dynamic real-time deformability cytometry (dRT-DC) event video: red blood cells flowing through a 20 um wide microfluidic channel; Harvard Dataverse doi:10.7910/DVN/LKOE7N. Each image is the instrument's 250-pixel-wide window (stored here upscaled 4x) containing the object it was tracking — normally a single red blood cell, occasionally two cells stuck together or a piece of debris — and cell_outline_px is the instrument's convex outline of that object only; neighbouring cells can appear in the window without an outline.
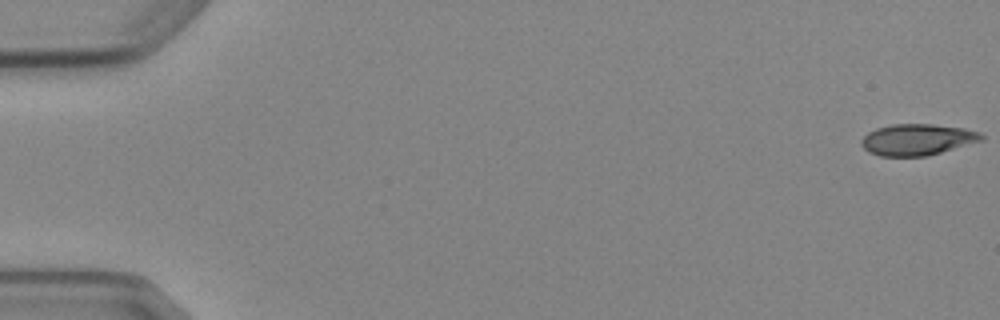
{"species": "Egyptian fruit bat (a non-hibernating species)", "species_latin": "Rousettus aegyptiacus", "temperature_condition": "cold", "stored_images_in_passage": 6, "segment_of_instrument_passage": [1, 2], "camera_frame_rate_fps": 3000, "um_per_image_px": 0.085, "animal": {"sex": "female"}, "frame": {"image": 1, "passage_image": 1, "time_ms": 0.0, "image_size_px": [1000, 320], "cell_outline_px": [[984, 140], [940, 152], [924, 156], [880, 156], [868, 152], [860, 144], [860, 140], [868, 132], [876, 128], [892, 124], [932, 124], [964, 128], [980, 132], [984, 136]], "centroid_in_image_um": [77.95, 11.86], "position_along_channel_um": 7.0, "area_um2": 21.91}}
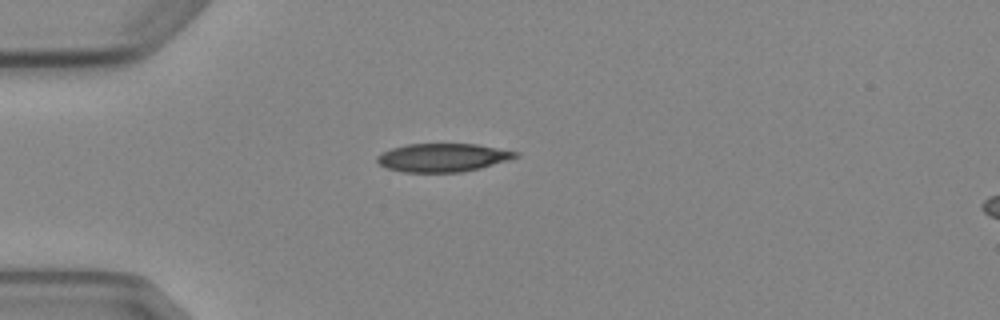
{"frame": {"image": 2, "passage_image": 5, "time_ms": 4.667, "image_size_px": [1000, 320], "cell_outline_px": [[520, 156], [508, 160], [480, 168], [460, 172], [404, 172], [388, 168], [380, 164], [376, 160], [376, 156], [392, 148], [408, 144], [476, 144], [520, 152]], "centroid_in_image_um": [37.66, 13.39], "position_along_channel_um": 47.3, "area_um2": 22.72}}